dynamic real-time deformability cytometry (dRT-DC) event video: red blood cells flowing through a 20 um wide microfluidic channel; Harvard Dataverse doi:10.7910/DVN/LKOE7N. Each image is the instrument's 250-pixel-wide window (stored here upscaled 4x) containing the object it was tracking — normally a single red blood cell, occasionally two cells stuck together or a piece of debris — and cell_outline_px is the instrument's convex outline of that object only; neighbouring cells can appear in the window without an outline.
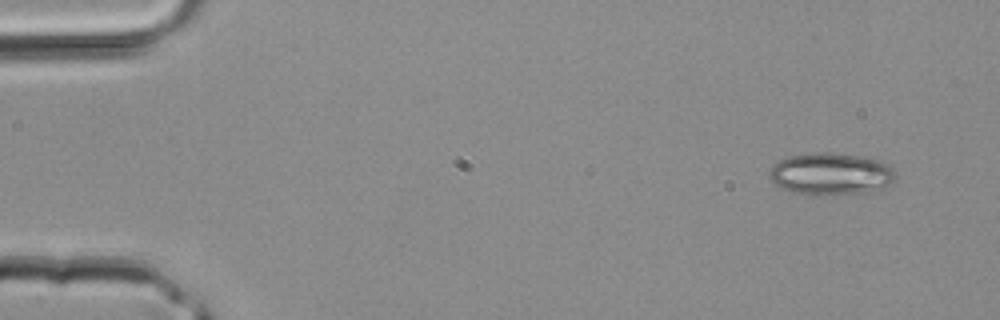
{"species": "common noctule bat (a hibernating species)", "species_latin": "Nyctalus noctula", "temperature_condition": "room temperature", "stored_images_in_passage": 40, "segment_of_instrument_passage": [1, 2], "camera_frame_rate_fps": 3000, "um_per_image_px": 0.085, "animal": {"sex": "male", "body_mass_g": 20.4}, "frame": {"image": 1, "passage_image": 2, "time_ms": 0.333, "image_size_px": [1000, 320], "cell_outline_px": [[896, 180], [884, 188], [872, 192], [812, 196], [792, 192], [780, 188], [768, 176], [768, 172], [780, 160], [788, 156], [812, 152], [828, 152], [860, 156], [880, 160], [888, 164], [896, 172]], "centroid_in_image_um": [70.65, 14.8], "position_along_channel_um": 14.3, "area_um2": 31.5}}
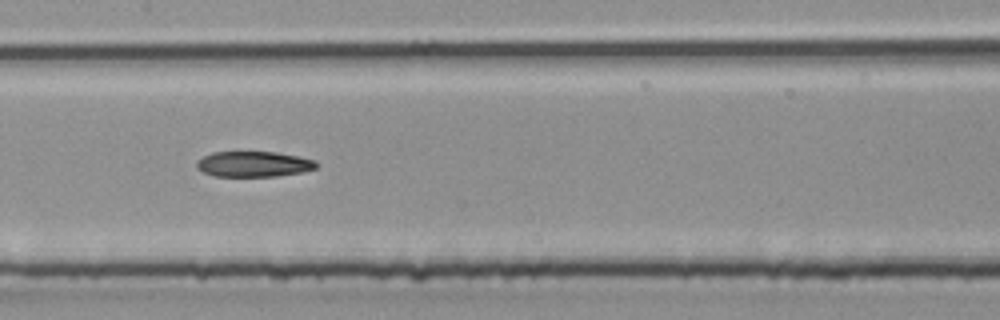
{"frame": {"image": 2, "passage_image": 19, "time_ms": 6.0, "image_size_px": [1000, 320], "cell_outline_px": [[320, 164], [316, 168], [300, 172], [276, 176], [216, 176], [204, 172], [196, 168], [196, 160], [212, 152], [276, 152], [300, 156], [316, 160]], "centroid_in_image_um": [21.58, 13.94], "position_along_channel_um": 185.8, "area_um2": 17.86}}
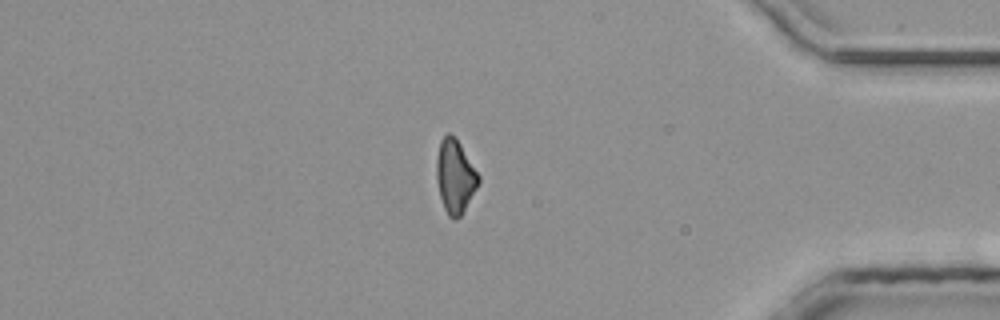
{"frame": {"image": 3, "passage_image": 33, "time_ms": 10.667, "image_size_px": [1000, 320], "cell_outline_px": [[480, 180], [476, 188], [460, 216], [456, 220], [452, 220], [448, 216], [444, 208], [440, 196], [436, 176], [436, 160], [440, 140], [448, 132], [456, 136], [480, 176]], "centroid_in_image_um": [38.67, 14.96], "position_along_channel_um": 396.5, "area_um2": 17.98}}